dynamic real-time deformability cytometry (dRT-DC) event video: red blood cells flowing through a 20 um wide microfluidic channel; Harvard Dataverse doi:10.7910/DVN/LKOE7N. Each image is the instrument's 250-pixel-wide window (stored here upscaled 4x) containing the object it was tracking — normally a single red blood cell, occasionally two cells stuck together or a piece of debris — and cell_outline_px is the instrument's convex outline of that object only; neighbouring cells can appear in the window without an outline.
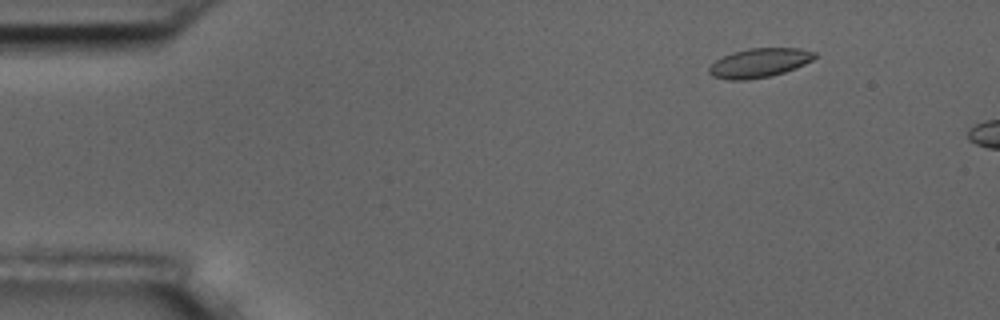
{"species": "common noctule bat (a hibernating species)", "species_latin": "Nyctalus noctula", "temperature_condition": "room temperature", "stored_images_in_passage": 3, "camera_frame_rate_fps": 3000, "um_per_image_px": 0.085, "animal": {"sex": "male", "body_mass_g": 17.5, "forearm_length_mm": 52.3}, "frame": {"image": 1, "passage_image": 1, "time_ms": 0.0, "image_size_px": [1000, 320], "cell_outline_px": [[816, 56], [812, 60], [796, 68], [772, 76], [744, 80], [728, 80], [712, 76], [708, 72], [708, 68], [716, 60], [732, 52], [748, 48], [800, 48], [816, 52]], "centroid_in_image_um": [64.54, 5.34], "position_along_channel_um": 20.5, "area_um2": 17.98}}